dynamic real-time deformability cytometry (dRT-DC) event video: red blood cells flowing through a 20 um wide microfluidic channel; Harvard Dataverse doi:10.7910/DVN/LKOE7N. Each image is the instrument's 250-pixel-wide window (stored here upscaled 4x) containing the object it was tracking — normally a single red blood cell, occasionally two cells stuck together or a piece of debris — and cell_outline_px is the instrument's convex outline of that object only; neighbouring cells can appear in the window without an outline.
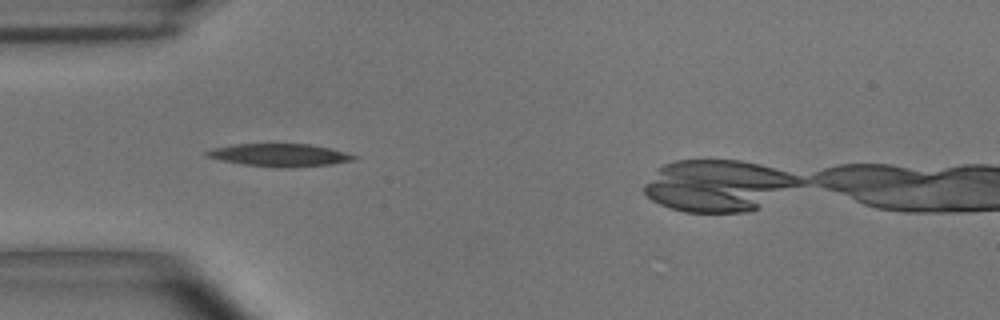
{"species": "common noctule bat (a hibernating species)", "species_latin": "Nyctalus noctula", "temperature_condition": "room temperature", "stored_images_in_passage": 39, "camera_frame_rate_fps": 3000, "um_per_image_px": 0.085, "animal": {"sex": "male", "body_mass_g": 15.6}, "frame": {"image": 1, "passage_image": 6, "time_ms": 1.667, "image_size_px": [1000, 320], "cell_outline_px": [[360, 156], [356, 160], [332, 164], [292, 168], [284, 168], [244, 164], [220, 160], [204, 156], [204, 152], [212, 148], [232, 144], [308, 144], [328, 148]], "centroid_in_image_um": [23.77, 13.18], "position_along_channel_um": 61.2, "area_um2": 19.59}}
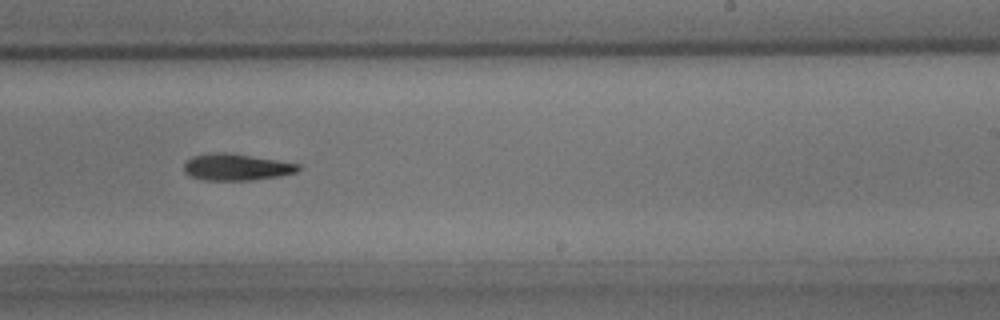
{"frame": {"image": 2, "passage_image": 23, "time_ms": 7.333, "image_size_px": [1000, 320], "cell_outline_px": [[300, 168], [296, 172], [280, 176], [252, 180], [204, 180], [192, 176], [184, 172], [184, 164], [192, 156], [212, 152], [228, 152], [300, 164]], "centroid_in_image_um": [20.08, 14.2], "position_along_channel_um": 268.9, "area_um2": 17.69}}